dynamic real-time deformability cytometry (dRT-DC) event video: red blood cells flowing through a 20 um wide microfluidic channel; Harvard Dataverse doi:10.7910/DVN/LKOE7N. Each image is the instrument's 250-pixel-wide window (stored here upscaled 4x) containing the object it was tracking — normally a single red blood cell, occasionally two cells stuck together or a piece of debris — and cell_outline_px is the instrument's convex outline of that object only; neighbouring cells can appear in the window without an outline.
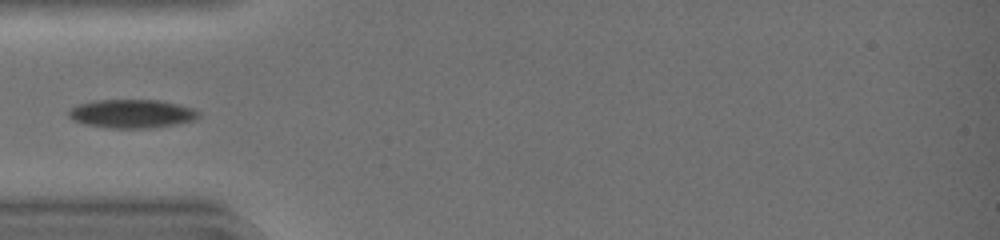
{"species": "common noctule bat (a hibernating species)", "species_latin": "Nyctalus noctula", "temperature_condition": "warm", "stored_images_in_passage": 30, "camera_frame_rate_fps": 3000, "um_per_image_px": 0.085, "animal": {"sex": "female", "body_mass_g": 19.0, "forearm_length_mm": 51.5}, "frame": {"image": 1, "passage_image": 1, "time_ms": 0.0, "image_size_px": [1000, 240], "cell_outline_px": [[200, 116], [192, 120], [176, 124], [156, 128], [112, 128], [84, 124], [72, 120], [68, 116], [68, 112], [72, 108], [80, 104], [92, 100], [160, 100], [192, 108], [200, 112]], "centroid_in_image_um": [11.2, 9.67], "position_along_channel_um": 73.8, "area_um2": 21.62}}
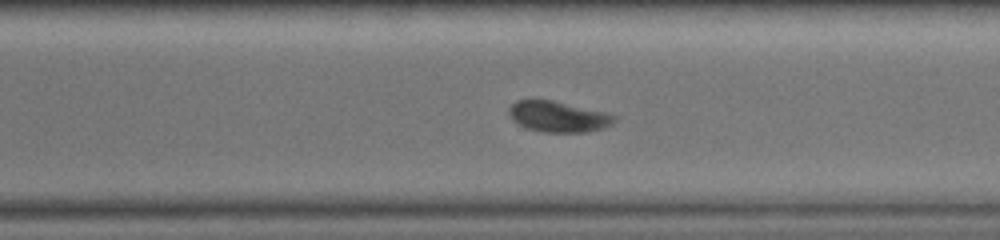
{"frame": {"image": 2, "passage_image": 18, "time_ms": 5.667, "image_size_px": [1000, 240], "cell_outline_px": [[616, 120], [612, 124], [604, 128], [584, 132], [544, 132], [528, 128], [516, 124], [512, 120], [508, 112], [508, 108], [516, 100], [552, 100], [612, 112], [616, 116]], "centroid_in_image_um": [47.49, 9.9], "position_along_channel_um": 323.1, "area_um2": 19.31}}
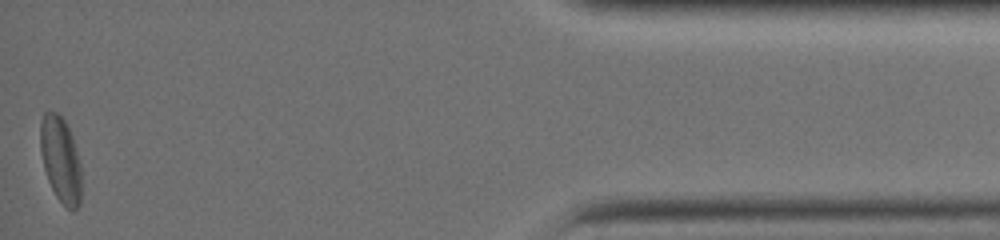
{"frame": {"image": 3, "passage_image": 30, "time_ms": 9.667, "image_size_px": [1000, 240], "cell_outline_px": [[80, 204], [72, 212], [56, 196], [48, 180], [44, 168], [40, 152], [40, 124], [44, 112], [56, 112], [64, 120], [72, 136], [76, 148], [80, 164]], "centroid_in_image_um": [5.14, 13.55], "position_along_channel_um": 430.1, "area_um2": 20.29}}